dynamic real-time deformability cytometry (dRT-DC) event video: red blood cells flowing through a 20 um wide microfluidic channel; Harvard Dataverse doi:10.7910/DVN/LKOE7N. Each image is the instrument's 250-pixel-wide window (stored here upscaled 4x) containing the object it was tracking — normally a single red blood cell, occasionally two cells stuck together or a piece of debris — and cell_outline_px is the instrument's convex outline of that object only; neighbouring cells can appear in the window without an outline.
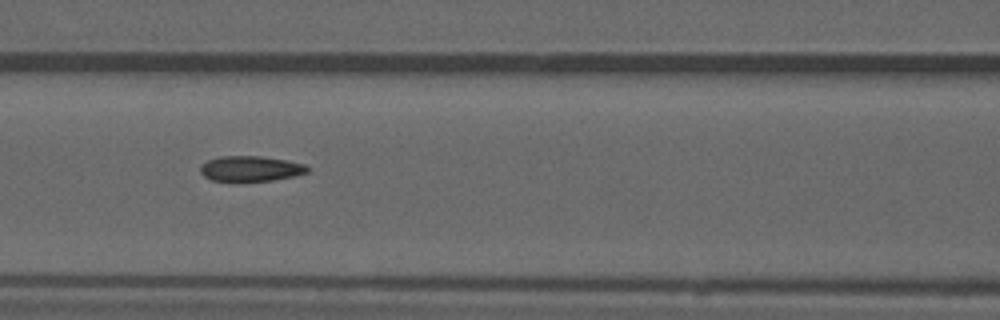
{"species": "common noctule bat (a hibernating species)", "species_latin": "Nyctalus noctula", "temperature_condition": "warm", "stored_images_in_passage": 53, "camera_frame_rate_fps": 3000, "um_per_image_px": 0.085, "animal": {"sex": "male", "forearm_length_mm": 52.5}, "frame": {"image": 1, "passage_image": 23, "time_ms": 7.333, "image_size_px": [1000, 320], "cell_outline_px": [[308, 172], [292, 176], [272, 180], [212, 180], [204, 176], [200, 172], [200, 168], [208, 160], [220, 156], [260, 156], [284, 160], [304, 164], [308, 168]], "centroid_in_image_um": [21.29, 14.32], "position_along_channel_um": 145.3, "area_um2": 15.32}, "authors_computed_cell_mechanics": {"area_um2": 16.2996, "velocity_mm_per_s": 3.8937, "shape_relaxation_time_tau1_ms": null, "shape_relaxation_time_tau2_ms": 2.2438, "deformation_change_tau1": null, "deformation_change_tau2": 0.0898}}